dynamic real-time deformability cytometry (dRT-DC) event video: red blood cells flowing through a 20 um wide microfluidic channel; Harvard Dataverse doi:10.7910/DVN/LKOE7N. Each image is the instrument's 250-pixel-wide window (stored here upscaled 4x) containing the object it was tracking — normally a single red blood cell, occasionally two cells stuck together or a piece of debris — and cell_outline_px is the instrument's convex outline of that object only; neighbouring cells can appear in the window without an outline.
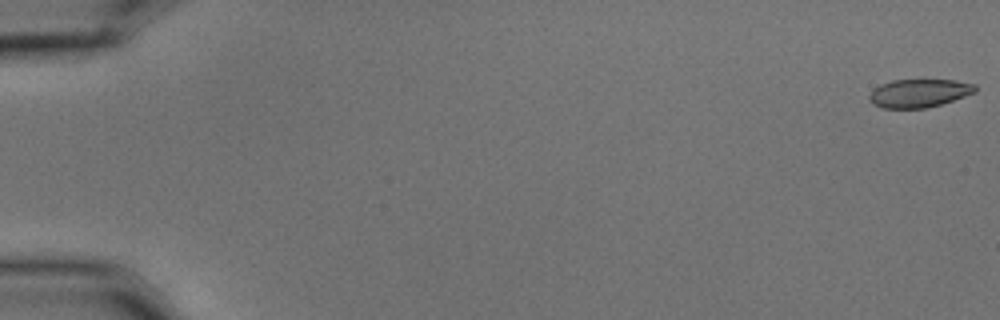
{"species": "common noctule bat (a hibernating species)", "species_latin": "Nyctalus noctula", "temperature_condition": "cold", "stored_images_in_passage": 7, "camera_frame_rate_fps": 3000, "um_per_image_px": 0.085, "animal": {"sex": "male", "body_mass_g": 15.6}, "frame": {"image": 1, "passage_image": 1, "time_ms": 0.0, "image_size_px": [1000, 320], "cell_outline_px": [[976, 92], [928, 108], [884, 108], [872, 104], [868, 100], [868, 96], [880, 84], [892, 80], [952, 80], [976, 84]], "centroid_in_image_um": [78.1, 7.92], "position_along_channel_um": 6.9, "area_um2": 17.34}}
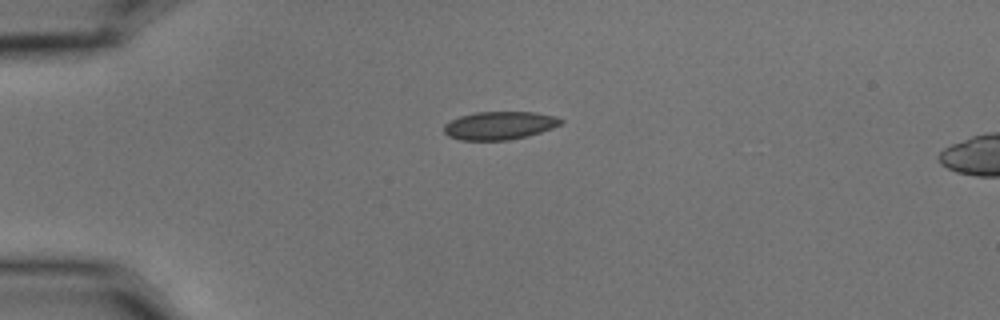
{"frame": {"image": 2, "passage_image": 5, "time_ms": 1.333, "image_size_px": [1000, 320], "cell_outline_px": [[564, 120], [560, 124], [552, 128], [528, 136], [508, 140], [460, 140], [448, 136], [444, 132], [444, 124], [460, 116], [476, 112], [536, 112], [556, 116]], "centroid_in_image_um": [42.46, 10.67], "position_along_channel_um": 42.5, "area_um2": 19.13}}